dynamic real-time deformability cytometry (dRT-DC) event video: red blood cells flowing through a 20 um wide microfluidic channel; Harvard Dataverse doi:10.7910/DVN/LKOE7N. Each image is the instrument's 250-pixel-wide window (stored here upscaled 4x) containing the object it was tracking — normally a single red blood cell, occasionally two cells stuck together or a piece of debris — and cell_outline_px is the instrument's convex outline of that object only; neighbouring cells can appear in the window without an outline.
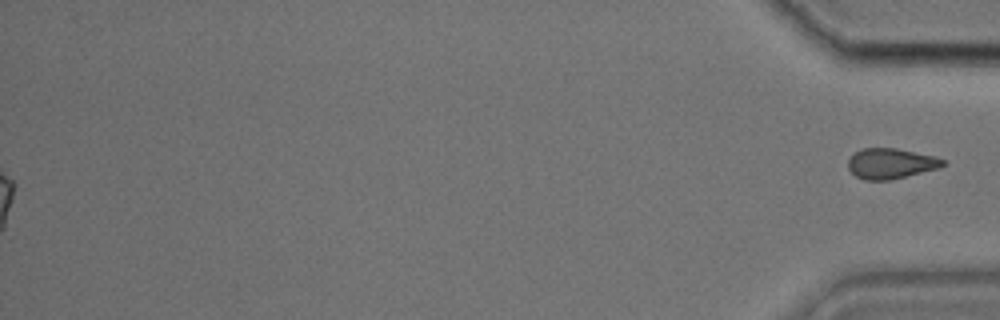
{"species": "common noctule bat (a hibernating species)", "species_latin": "Nyctalus noctula", "temperature_condition": "cold", "stored_images_in_passage": 29, "segment_of_instrument_passage": [2, 2], "camera_frame_rate_fps": 3000, "um_per_image_px": 0.085, "animal": {"sex": "male", "body_mass_g": 17.9, "forearm_length_mm": 54.2}, "frame": {"image": 1, "passage_image": 29, "time_ms": 9.333, "image_size_px": [1000, 320], "cell_outline_px": [[948, 164], [940, 168], [888, 180], [864, 180], [856, 176], [848, 168], [848, 160], [856, 152], [864, 148], [896, 148], [936, 156], [944, 160]], "centroid_in_image_um": [75.76, 13.89], "position_along_channel_um": 359.4, "area_um2": 16.76}}